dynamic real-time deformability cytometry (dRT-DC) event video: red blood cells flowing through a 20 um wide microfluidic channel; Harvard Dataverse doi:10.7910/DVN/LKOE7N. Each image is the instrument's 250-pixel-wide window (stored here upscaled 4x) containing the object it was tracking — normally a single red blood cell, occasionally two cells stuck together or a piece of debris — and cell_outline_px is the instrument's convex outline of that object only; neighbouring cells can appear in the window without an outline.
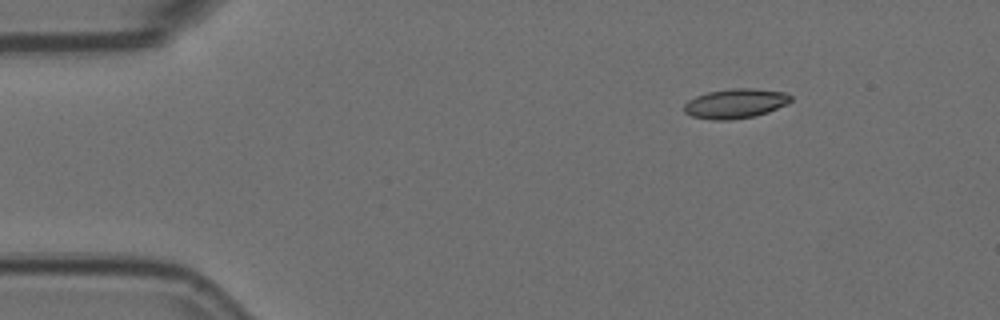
{"species": "Egyptian fruit bat (a non-hibernating species)", "species_latin": "Rousettus aegyptiacus", "temperature_condition": "room temperature", "stored_images_in_passage": 3, "camera_frame_rate_fps": 3000, "um_per_image_px": 0.085, "animal": {"sex": "female"}, "frame": {"image": 1, "passage_image": 1, "time_ms": 0.0, "image_size_px": [1000, 320], "cell_outline_px": [[792, 100], [788, 104], [768, 112], [756, 116], [728, 120], [712, 120], [692, 116], [684, 112], [684, 104], [688, 100], [696, 96], [708, 92], [732, 88], [756, 88], [784, 92], [792, 96]], "centroid_in_image_um": [62.53, 8.8], "position_along_channel_um": 22.5, "area_um2": 18.55}}
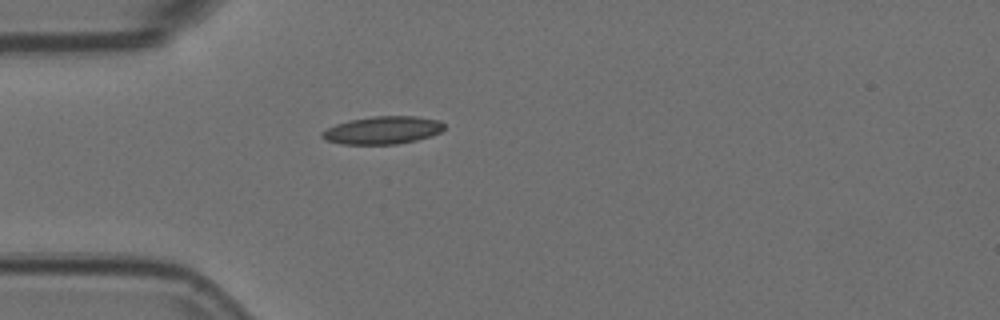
{"frame": {"image": 2, "passage_image": 3, "time_ms": 0.667, "image_size_px": [1000, 320], "cell_outline_px": [[444, 128], [440, 132], [432, 136], [416, 140], [396, 144], [340, 144], [324, 140], [320, 136], [320, 132], [336, 124], [348, 120], [372, 116], [416, 116], [440, 120], [444, 124]], "centroid_in_image_um": [32.5, 11.06], "position_along_channel_um": 52.5, "area_um2": 19.94}}